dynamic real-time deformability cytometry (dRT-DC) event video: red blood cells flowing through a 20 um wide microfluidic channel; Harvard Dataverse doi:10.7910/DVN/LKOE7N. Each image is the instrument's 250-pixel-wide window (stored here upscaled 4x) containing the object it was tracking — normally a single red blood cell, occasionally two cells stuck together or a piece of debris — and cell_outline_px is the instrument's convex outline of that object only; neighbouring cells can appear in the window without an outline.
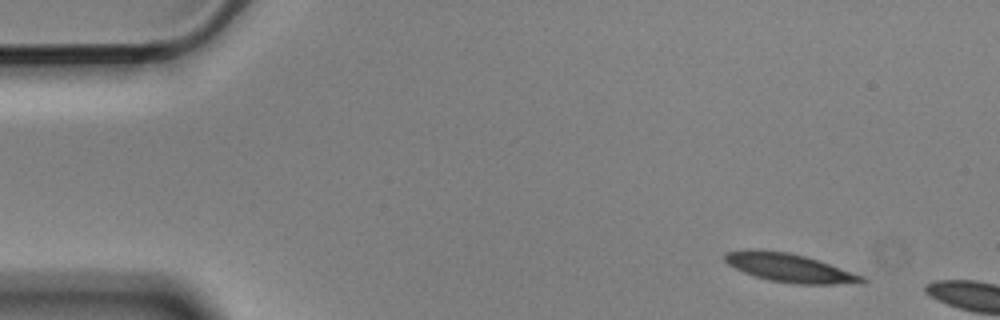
{"species": "Egyptian fruit bat (a non-hibernating species)", "species_latin": "Rousettus aegyptiacus", "temperature_condition": "cold", "stored_images_in_passage": 2, "camera_frame_rate_fps": 3000, "um_per_image_px": 0.085, "animal": {"sex": "male"}, "frame": {"image": 1, "passage_image": 1, "time_ms": 0.0, "image_size_px": [1000, 320], "cell_outline_px": [[868, 280], [864, 284], [796, 284], [768, 280], [744, 272], [728, 264], [724, 260], [724, 256], [728, 252], [788, 252], [804, 256], [864, 276]], "centroid_in_image_um": [67.25, 22.83], "position_along_channel_um": 17.7, "area_um2": 21.85}}